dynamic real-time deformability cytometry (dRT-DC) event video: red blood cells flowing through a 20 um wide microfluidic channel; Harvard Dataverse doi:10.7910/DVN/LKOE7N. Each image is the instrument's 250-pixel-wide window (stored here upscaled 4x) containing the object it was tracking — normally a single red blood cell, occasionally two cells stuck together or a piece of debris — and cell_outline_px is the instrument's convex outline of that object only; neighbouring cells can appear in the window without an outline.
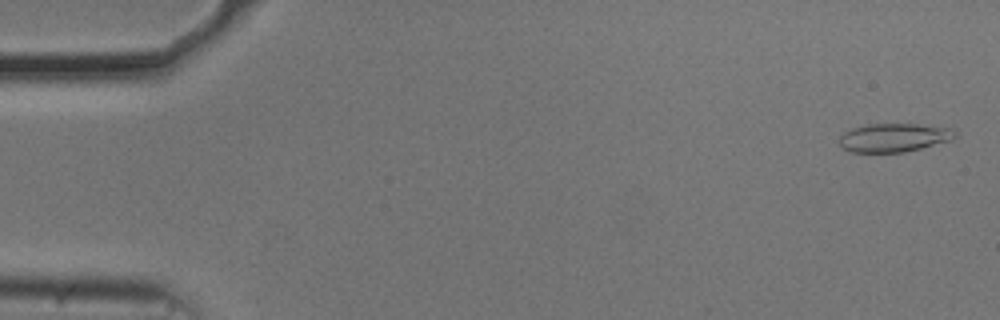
{"species": "common noctule bat (a hibernating species)", "species_latin": "Nyctalus noctula", "temperature_condition": "cold", "stored_images_in_passage": 54, "camera_frame_rate_fps": 3000, "um_per_image_px": 0.085, "animal": {"sex": "male", "body_mass_g": 20.5, "forearm_length_mm": 52.5}, "frame": {"image": 1, "passage_image": 2, "time_ms": 0.333, "image_size_px": [1000, 320], "cell_outline_px": [[960, 136], [952, 140], [904, 152], [848, 152], [840, 148], [836, 140], [844, 132], [852, 128], [868, 124], [916, 124], [956, 128]], "centroid_in_image_um": [75.99, 11.69], "position_along_channel_um": 9.0, "area_um2": 19.77}}
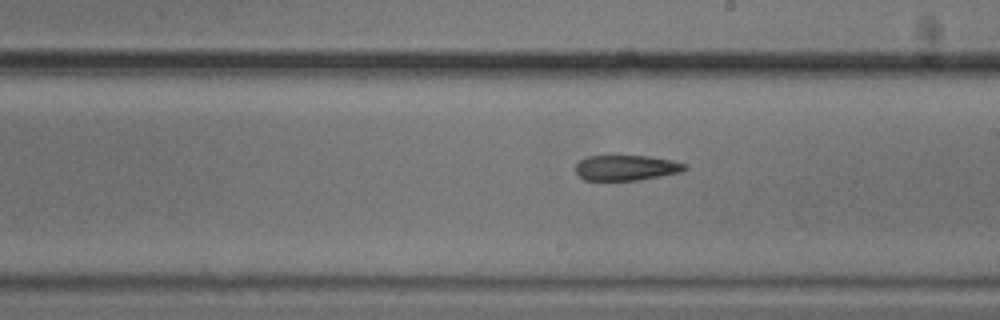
{"frame": {"image": 2, "passage_image": 31, "time_ms": 10.0, "image_size_px": [1000, 320], "cell_outline_px": [[688, 168], [684, 172], [640, 180], [584, 180], [576, 172], [576, 164], [580, 160], [588, 156], [648, 156], [672, 160], [688, 164]], "centroid_in_image_um": [53.3, 14.26], "position_along_channel_um": 235.7, "area_um2": 16.3}}
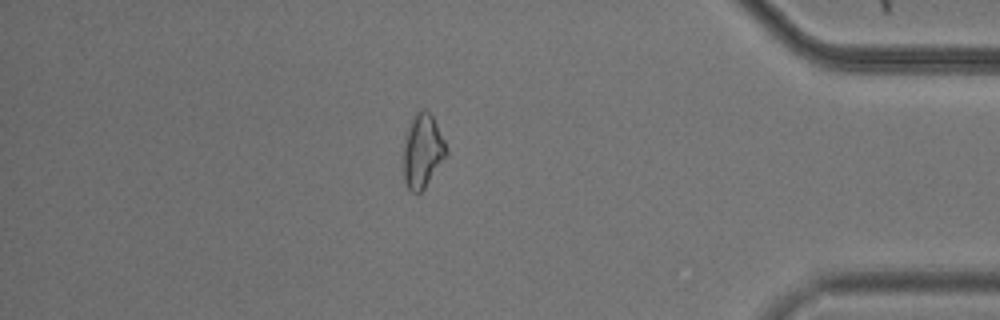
{"frame": {"image": 3, "passage_image": 47, "time_ms": 15.333, "image_size_px": [1000, 320], "cell_outline_px": [[448, 152], [424, 188], [420, 192], [412, 192], [408, 188], [404, 180], [404, 144], [408, 128], [416, 112], [420, 108], [424, 108], [432, 116], [448, 148]], "centroid_in_image_um": [35.92, 12.82], "position_along_channel_um": 399.3, "area_um2": 17.98}}